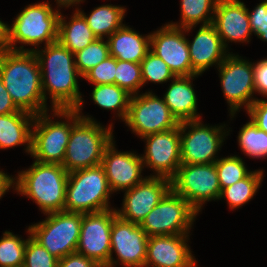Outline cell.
<instances>
[{"mask_svg":"<svg viewBox=\"0 0 267 267\" xmlns=\"http://www.w3.org/2000/svg\"><path fill=\"white\" fill-rule=\"evenodd\" d=\"M34 53L40 65L45 102L51 99L49 108L82 111L85 100L79 91L78 79L83 76L76 68L74 53L59 41L38 48Z\"/></svg>","mask_w":267,"mask_h":267,"instance_id":"obj_1","label":"cell"},{"mask_svg":"<svg viewBox=\"0 0 267 267\" xmlns=\"http://www.w3.org/2000/svg\"><path fill=\"white\" fill-rule=\"evenodd\" d=\"M0 76L19 110L33 115L52 110L43 96L41 70L34 51L1 52Z\"/></svg>","mask_w":267,"mask_h":267,"instance_id":"obj_2","label":"cell"},{"mask_svg":"<svg viewBox=\"0 0 267 267\" xmlns=\"http://www.w3.org/2000/svg\"><path fill=\"white\" fill-rule=\"evenodd\" d=\"M14 191L35 202L43 214L64 211L68 172L61 164H33L17 172Z\"/></svg>","mask_w":267,"mask_h":267,"instance_id":"obj_3","label":"cell"},{"mask_svg":"<svg viewBox=\"0 0 267 267\" xmlns=\"http://www.w3.org/2000/svg\"><path fill=\"white\" fill-rule=\"evenodd\" d=\"M50 114L35 115L30 155L39 163L62 165L71 129L81 117L76 109H52Z\"/></svg>","mask_w":267,"mask_h":267,"instance_id":"obj_4","label":"cell"},{"mask_svg":"<svg viewBox=\"0 0 267 267\" xmlns=\"http://www.w3.org/2000/svg\"><path fill=\"white\" fill-rule=\"evenodd\" d=\"M77 112L81 119L71 129L62 163L68 173L100 165L105 148L115 139L113 123L105 127L91 115Z\"/></svg>","mask_w":267,"mask_h":267,"instance_id":"obj_5","label":"cell"},{"mask_svg":"<svg viewBox=\"0 0 267 267\" xmlns=\"http://www.w3.org/2000/svg\"><path fill=\"white\" fill-rule=\"evenodd\" d=\"M60 14L49 1L24 7L9 26L10 50L35 51L42 43L46 46L58 41ZM26 45L34 48H24Z\"/></svg>","mask_w":267,"mask_h":267,"instance_id":"obj_6","label":"cell"},{"mask_svg":"<svg viewBox=\"0 0 267 267\" xmlns=\"http://www.w3.org/2000/svg\"><path fill=\"white\" fill-rule=\"evenodd\" d=\"M112 194L101 164L72 171L68 174L64 211L87 214L112 209Z\"/></svg>","mask_w":267,"mask_h":267,"instance_id":"obj_7","label":"cell"},{"mask_svg":"<svg viewBox=\"0 0 267 267\" xmlns=\"http://www.w3.org/2000/svg\"><path fill=\"white\" fill-rule=\"evenodd\" d=\"M44 215L47 217L43 221L28 226L31 237L58 260L76 252L82 213L58 211Z\"/></svg>","mask_w":267,"mask_h":267,"instance_id":"obj_8","label":"cell"},{"mask_svg":"<svg viewBox=\"0 0 267 267\" xmlns=\"http://www.w3.org/2000/svg\"><path fill=\"white\" fill-rule=\"evenodd\" d=\"M202 120L180 122L182 164H210L220 158L217 155L232 130L225 123L212 126Z\"/></svg>","mask_w":267,"mask_h":267,"instance_id":"obj_9","label":"cell"},{"mask_svg":"<svg viewBox=\"0 0 267 267\" xmlns=\"http://www.w3.org/2000/svg\"><path fill=\"white\" fill-rule=\"evenodd\" d=\"M223 96L227 102L231 120L242 108L247 110L255 97L253 62L230 52L217 67Z\"/></svg>","mask_w":267,"mask_h":267,"instance_id":"obj_10","label":"cell"},{"mask_svg":"<svg viewBox=\"0 0 267 267\" xmlns=\"http://www.w3.org/2000/svg\"><path fill=\"white\" fill-rule=\"evenodd\" d=\"M197 215L199 213L171 189L139 226L148 237L190 234Z\"/></svg>","mask_w":267,"mask_h":267,"instance_id":"obj_11","label":"cell"},{"mask_svg":"<svg viewBox=\"0 0 267 267\" xmlns=\"http://www.w3.org/2000/svg\"><path fill=\"white\" fill-rule=\"evenodd\" d=\"M171 189L198 213L209 201H218L221 188L215 163L181 164L171 179Z\"/></svg>","mask_w":267,"mask_h":267,"instance_id":"obj_12","label":"cell"},{"mask_svg":"<svg viewBox=\"0 0 267 267\" xmlns=\"http://www.w3.org/2000/svg\"><path fill=\"white\" fill-rule=\"evenodd\" d=\"M126 126L138 137L176 128L179 122L171 114L163 98L152 90L132 95L125 120Z\"/></svg>","mask_w":267,"mask_h":267,"instance_id":"obj_13","label":"cell"},{"mask_svg":"<svg viewBox=\"0 0 267 267\" xmlns=\"http://www.w3.org/2000/svg\"><path fill=\"white\" fill-rule=\"evenodd\" d=\"M145 142L141 159L145 168L153 171V177L172 179L181 163L180 123L176 128L141 138Z\"/></svg>","mask_w":267,"mask_h":267,"instance_id":"obj_14","label":"cell"},{"mask_svg":"<svg viewBox=\"0 0 267 267\" xmlns=\"http://www.w3.org/2000/svg\"><path fill=\"white\" fill-rule=\"evenodd\" d=\"M148 235L138 225L118 215L111 227V252L107 267H142L147 257ZM115 252L116 259L113 257Z\"/></svg>","mask_w":267,"mask_h":267,"instance_id":"obj_15","label":"cell"},{"mask_svg":"<svg viewBox=\"0 0 267 267\" xmlns=\"http://www.w3.org/2000/svg\"><path fill=\"white\" fill-rule=\"evenodd\" d=\"M116 216V208L82 214L76 252L93 259L102 267H107L111 252V227Z\"/></svg>","mask_w":267,"mask_h":267,"instance_id":"obj_16","label":"cell"},{"mask_svg":"<svg viewBox=\"0 0 267 267\" xmlns=\"http://www.w3.org/2000/svg\"><path fill=\"white\" fill-rule=\"evenodd\" d=\"M195 27L179 28L166 23L150 32V51L161 58L175 76H192L186 33Z\"/></svg>","mask_w":267,"mask_h":267,"instance_id":"obj_17","label":"cell"},{"mask_svg":"<svg viewBox=\"0 0 267 267\" xmlns=\"http://www.w3.org/2000/svg\"><path fill=\"white\" fill-rule=\"evenodd\" d=\"M170 190V179L147 176L133 188L124 191L122 207L116 209L117 215L123 220L140 225Z\"/></svg>","mask_w":267,"mask_h":267,"instance_id":"obj_18","label":"cell"},{"mask_svg":"<svg viewBox=\"0 0 267 267\" xmlns=\"http://www.w3.org/2000/svg\"><path fill=\"white\" fill-rule=\"evenodd\" d=\"M115 143L113 139L105 148L101 163L113 193L129 190L147 177L141 174L145 169L141 155L134 151H118Z\"/></svg>","mask_w":267,"mask_h":267,"instance_id":"obj_19","label":"cell"},{"mask_svg":"<svg viewBox=\"0 0 267 267\" xmlns=\"http://www.w3.org/2000/svg\"><path fill=\"white\" fill-rule=\"evenodd\" d=\"M191 234L148 237L147 267H198L188 245Z\"/></svg>","mask_w":267,"mask_h":267,"instance_id":"obj_20","label":"cell"},{"mask_svg":"<svg viewBox=\"0 0 267 267\" xmlns=\"http://www.w3.org/2000/svg\"><path fill=\"white\" fill-rule=\"evenodd\" d=\"M219 34L222 44L249 43L253 34L248 18L247 7L241 0H218L212 23Z\"/></svg>","mask_w":267,"mask_h":267,"instance_id":"obj_21","label":"cell"},{"mask_svg":"<svg viewBox=\"0 0 267 267\" xmlns=\"http://www.w3.org/2000/svg\"><path fill=\"white\" fill-rule=\"evenodd\" d=\"M192 75H202L212 66L216 68L230 53L222 44L213 24L200 25L193 40L187 38Z\"/></svg>","mask_w":267,"mask_h":267,"instance_id":"obj_22","label":"cell"},{"mask_svg":"<svg viewBox=\"0 0 267 267\" xmlns=\"http://www.w3.org/2000/svg\"><path fill=\"white\" fill-rule=\"evenodd\" d=\"M201 75L175 76L162 96L171 114L180 122L202 119L193 80Z\"/></svg>","mask_w":267,"mask_h":267,"instance_id":"obj_23","label":"cell"},{"mask_svg":"<svg viewBox=\"0 0 267 267\" xmlns=\"http://www.w3.org/2000/svg\"><path fill=\"white\" fill-rule=\"evenodd\" d=\"M110 56L120 61L141 63L150 51V33L140 34L124 24L107 38Z\"/></svg>","mask_w":267,"mask_h":267,"instance_id":"obj_24","label":"cell"},{"mask_svg":"<svg viewBox=\"0 0 267 267\" xmlns=\"http://www.w3.org/2000/svg\"><path fill=\"white\" fill-rule=\"evenodd\" d=\"M35 115L20 110L0 115V149L25 146V153L31 154L32 125Z\"/></svg>","mask_w":267,"mask_h":267,"instance_id":"obj_25","label":"cell"},{"mask_svg":"<svg viewBox=\"0 0 267 267\" xmlns=\"http://www.w3.org/2000/svg\"><path fill=\"white\" fill-rule=\"evenodd\" d=\"M67 18L62 13L60 14L58 41L71 53L84 49L97 39L84 17L78 11H73L68 22Z\"/></svg>","mask_w":267,"mask_h":267,"instance_id":"obj_26","label":"cell"},{"mask_svg":"<svg viewBox=\"0 0 267 267\" xmlns=\"http://www.w3.org/2000/svg\"><path fill=\"white\" fill-rule=\"evenodd\" d=\"M77 11L97 38L106 39L124 25L123 19L127 10L121 5L103 4L95 7L89 15L82 9Z\"/></svg>","mask_w":267,"mask_h":267,"instance_id":"obj_27","label":"cell"},{"mask_svg":"<svg viewBox=\"0 0 267 267\" xmlns=\"http://www.w3.org/2000/svg\"><path fill=\"white\" fill-rule=\"evenodd\" d=\"M264 172L263 169L251 171L245 178L223 188L218 201L226 199L229 209H233V211L234 209L242 208L256 195L265 177Z\"/></svg>","mask_w":267,"mask_h":267,"instance_id":"obj_28","label":"cell"},{"mask_svg":"<svg viewBox=\"0 0 267 267\" xmlns=\"http://www.w3.org/2000/svg\"><path fill=\"white\" fill-rule=\"evenodd\" d=\"M93 102L104 110L115 112L116 118L125 120L131 94L116 84L94 85L91 93Z\"/></svg>","mask_w":267,"mask_h":267,"instance_id":"obj_29","label":"cell"},{"mask_svg":"<svg viewBox=\"0 0 267 267\" xmlns=\"http://www.w3.org/2000/svg\"><path fill=\"white\" fill-rule=\"evenodd\" d=\"M218 0H180L179 22H168V24L186 28L198 24L208 25L213 23L215 7Z\"/></svg>","mask_w":267,"mask_h":267,"instance_id":"obj_30","label":"cell"},{"mask_svg":"<svg viewBox=\"0 0 267 267\" xmlns=\"http://www.w3.org/2000/svg\"><path fill=\"white\" fill-rule=\"evenodd\" d=\"M238 147L250 159L267 157V133L259 129L251 120L244 124L237 136Z\"/></svg>","mask_w":267,"mask_h":267,"instance_id":"obj_31","label":"cell"},{"mask_svg":"<svg viewBox=\"0 0 267 267\" xmlns=\"http://www.w3.org/2000/svg\"><path fill=\"white\" fill-rule=\"evenodd\" d=\"M0 238V267H19L24 264L26 238L5 231Z\"/></svg>","mask_w":267,"mask_h":267,"instance_id":"obj_32","label":"cell"},{"mask_svg":"<svg viewBox=\"0 0 267 267\" xmlns=\"http://www.w3.org/2000/svg\"><path fill=\"white\" fill-rule=\"evenodd\" d=\"M215 168L221 190L245 178L251 172L238 155L219 158L215 162Z\"/></svg>","mask_w":267,"mask_h":267,"instance_id":"obj_33","label":"cell"},{"mask_svg":"<svg viewBox=\"0 0 267 267\" xmlns=\"http://www.w3.org/2000/svg\"><path fill=\"white\" fill-rule=\"evenodd\" d=\"M108 56L110 53L107 39L97 38L84 49L74 53L75 65L79 73L84 76Z\"/></svg>","mask_w":267,"mask_h":267,"instance_id":"obj_34","label":"cell"},{"mask_svg":"<svg viewBox=\"0 0 267 267\" xmlns=\"http://www.w3.org/2000/svg\"><path fill=\"white\" fill-rule=\"evenodd\" d=\"M140 66L143 86L148 82L154 84L167 83L175 77L168 65L151 51L141 61Z\"/></svg>","mask_w":267,"mask_h":267,"instance_id":"obj_35","label":"cell"},{"mask_svg":"<svg viewBox=\"0 0 267 267\" xmlns=\"http://www.w3.org/2000/svg\"><path fill=\"white\" fill-rule=\"evenodd\" d=\"M115 84L131 95L139 94L143 88L140 63L116 59Z\"/></svg>","mask_w":267,"mask_h":267,"instance_id":"obj_36","label":"cell"},{"mask_svg":"<svg viewBox=\"0 0 267 267\" xmlns=\"http://www.w3.org/2000/svg\"><path fill=\"white\" fill-rule=\"evenodd\" d=\"M28 239L25 246L24 267H57L58 259L49 253L47 249L35 241L26 229Z\"/></svg>","mask_w":267,"mask_h":267,"instance_id":"obj_37","label":"cell"},{"mask_svg":"<svg viewBox=\"0 0 267 267\" xmlns=\"http://www.w3.org/2000/svg\"><path fill=\"white\" fill-rule=\"evenodd\" d=\"M116 58L108 56L97 66L90 69L83 79L92 85L115 84Z\"/></svg>","mask_w":267,"mask_h":267,"instance_id":"obj_38","label":"cell"},{"mask_svg":"<svg viewBox=\"0 0 267 267\" xmlns=\"http://www.w3.org/2000/svg\"><path fill=\"white\" fill-rule=\"evenodd\" d=\"M251 30L258 39L267 42V0H262L252 12L247 8Z\"/></svg>","mask_w":267,"mask_h":267,"instance_id":"obj_39","label":"cell"},{"mask_svg":"<svg viewBox=\"0 0 267 267\" xmlns=\"http://www.w3.org/2000/svg\"><path fill=\"white\" fill-rule=\"evenodd\" d=\"M249 119L267 133V100L257 99L247 110Z\"/></svg>","mask_w":267,"mask_h":267,"instance_id":"obj_40","label":"cell"},{"mask_svg":"<svg viewBox=\"0 0 267 267\" xmlns=\"http://www.w3.org/2000/svg\"><path fill=\"white\" fill-rule=\"evenodd\" d=\"M255 93L267 99V58L253 62Z\"/></svg>","mask_w":267,"mask_h":267,"instance_id":"obj_41","label":"cell"},{"mask_svg":"<svg viewBox=\"0 0 267 267\" xmlns=\"http://www.w3.org/2000/svg\"><path fill=\"white\" fill-rule=\"evenodd\" d=\"M57 267H102L91 258H87L78 252L70 253L69 255L58 260Z\"/></svg>","mask_w":267,"mask_h":267,"instance_id":"obj_42","label":"cell"},{"mask_svg":"<svg viewBox=\"0 0 267 267\" xmlns=\"http://www.w3.org/2000/svg\"><path fill=\"white\" fill-rule=\"evenodd\" d=\"M19 111L20 110L13 103L0 76V115L11 114Z\"/></svg>","mask_w":267,"mask_h":267,"instance_id":"obj_43","label":"cell"},{"mask_svg":"<svg viewBox=\"0 0 267 267\" xmlns=\"http://www.w3.org/2000/svg\"><path fill=\"white\" fill-rule=\"evenodd\" d=\"M10 189L14 191V176L8 175L5 171L0 170V199L8 192Z\"/></svg>","mask_w":267,"mask_h":267,"instance_id":"obj_44","label":"cell"},{"mask_svg":"<svg viewBox=\"0 0 267 267\" xmlns=\"http://www.w3.org/2000/svg\"><path fill=\"white\" fill-rule=\"evenodd\" d=\"M9 26L10 24L5 23L0 19V53L10 50Z\"/></svg>","mask_w":267,"mask_h":267,"instance_id":"obj_45","label":"cell"},{"mask_svg":"<svg viewBox=\"0 0 267 267\" xmlns=\"http://www.w3.org/2000/svg\"><path fill=\"white\" fill-rule=\"evenodd\" d=\"M54 2H56V7L55 9L57 11H61L60 9L62 8H73V6L76 7L75 11H77L79 8L77 7V5L79 6L81 3L85 2V0H55Z\"/></svg>","mask_w":267,"mask_h":267,"instance_id":"obj_46","label":"cell"}]
</instances>
